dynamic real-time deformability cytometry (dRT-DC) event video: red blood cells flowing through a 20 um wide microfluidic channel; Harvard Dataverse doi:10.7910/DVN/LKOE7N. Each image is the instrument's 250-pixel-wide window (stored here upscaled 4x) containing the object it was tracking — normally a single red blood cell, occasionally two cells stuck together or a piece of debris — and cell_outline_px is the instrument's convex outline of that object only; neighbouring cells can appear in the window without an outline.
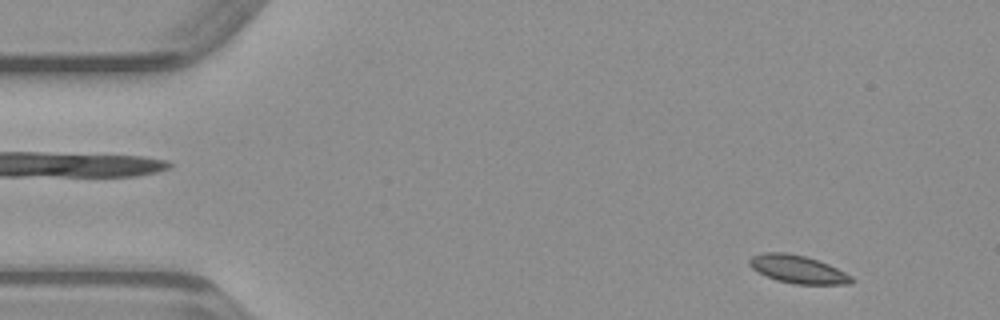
{"species": "common noctule bat (a hibernating species)", "species_latin": "Nyctalus noctula", "temperature_condition": "warm", "stored_images_in_passage": 48, "camera_frame_rate_fps": 3000, "um_per_image_px": 0.085, "animal": {"sex": "male", "body_mass_g": 23.1, "forearm_length_mm": 52.7}, "frame": {"image": 1, "passage_image": 4, "time_ms": 1.0, "image_size_px": [1000, 320], "cell_outline_px": [[856, 280], [852, 284], [792, 284], [776, 280], [752, 268], [748, 264], [748, 260], [752, 256], [764, 252], [784, 252], [804, 256], [828, 264], [852, 276]], "centroid_in_image_um": [67.83, 22.89], "position_along_channel_um": 17.2, "area_um2": 16.53}}
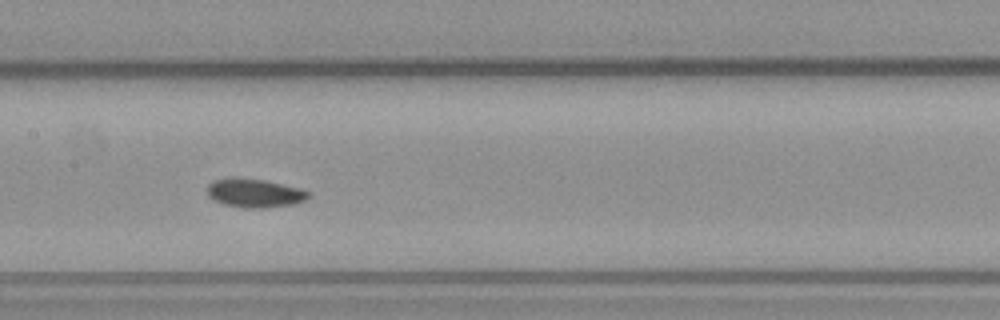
{"frame": {"image": 2, "passage_image": 23, "time_ms": 7.333, "image_size_px": [1000, 320], "cell_outline_px": [[312, 196], [308, 200], [292, 204], [264, 208], [244, 208], [224, 204], [208, 196], [208, 184], [212, 180], [264, 180], [300, 188], [312, 192]], "centroid_in_image_um": [21.75, 16.45], "position_along_channel_um": 185.7, "area_um2": 16.47}}
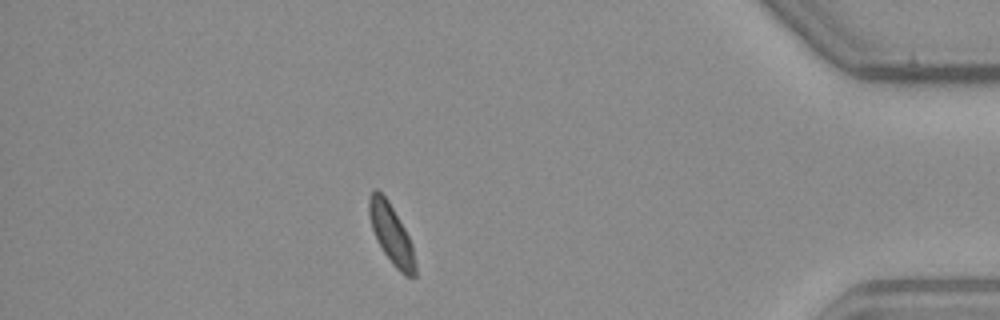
{"frame": {"image": 3, "passage_image": 42, "time_ms": 13.667, "image_size_px": [1000, 320], "cell_outline_px": [[416, 276], [404, 276], [392, 264], [376, 240], [368, 216], [368, 196], [376, 188], [388, 200], [404, 228], [412, 244], [416, 264]], "centroid_in_image_um": [33.24, 19.9], "position_along_channel_um": 402.0, "area_um2": 16.01}}